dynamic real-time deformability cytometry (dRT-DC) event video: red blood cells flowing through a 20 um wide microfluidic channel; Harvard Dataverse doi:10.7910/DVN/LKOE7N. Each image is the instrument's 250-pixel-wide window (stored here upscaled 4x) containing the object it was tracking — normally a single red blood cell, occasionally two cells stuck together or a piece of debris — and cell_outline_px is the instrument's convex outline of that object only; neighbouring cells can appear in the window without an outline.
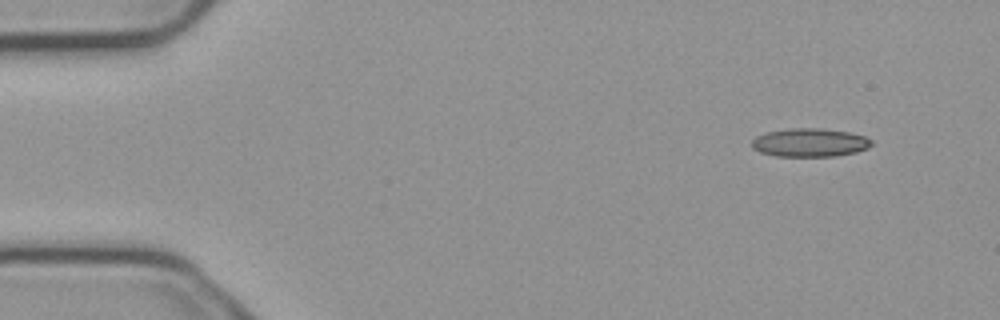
{"species": "common noctule bat (a hibernating species)", "species_latin": "Nyctalus noctula", "temperature_condition": "cold", "stored_images_in_passage": 4, "camera_frame_rate_fps": 3000, "um_per_image_px": 0.085, "animal": {"sex": "male", "body_mass_g": 23.1, "forearm_length_mm": 52.7}, "frame": {"image": 1, "passage_image": 1, "time_ms": 0.0, "image_size_px": [1000, 320], "cell_outline_px": [[872, 144], [868, 148], [856, 152], [836, 156], [776, 156], [760, 152], [752, 148], [752, 140], [756, 136], [768, 132], [788, 128], [820, 128], [848, 132], [864, 136], [872, 140]], "centroid_in_image_um": [68.83, 12.12], "position_along_channel_um": 16.2, "area_um2": 19.83}}
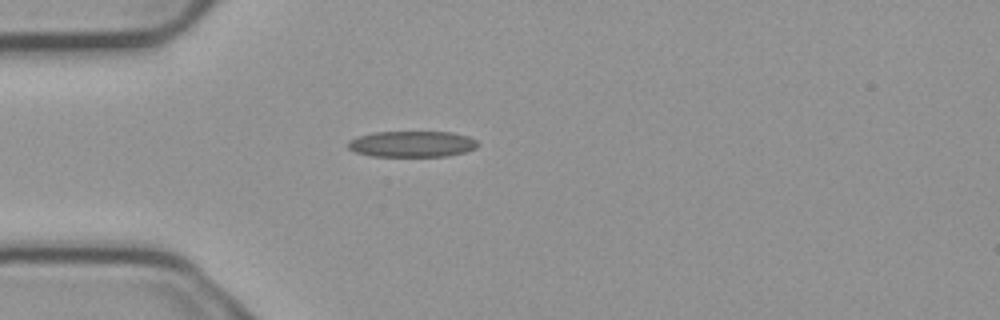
{"frame": {"image": 2, "passage_image": 4, "time_ms": 1.0, "image_size_px": [1000, 320], "cell_outline_px": [[480, 144], [476, 148], [464, 152], [444, 156], [372, 156], [356, 152], [348, 148], [348, 140], [360, 136], [376, 132], [452, 132], [468, 136], [476, 140]], "centroid_in_image_um": [35.04, 12.24], "position_along_channel_um": 50.0, "area_um2": 19.59}}